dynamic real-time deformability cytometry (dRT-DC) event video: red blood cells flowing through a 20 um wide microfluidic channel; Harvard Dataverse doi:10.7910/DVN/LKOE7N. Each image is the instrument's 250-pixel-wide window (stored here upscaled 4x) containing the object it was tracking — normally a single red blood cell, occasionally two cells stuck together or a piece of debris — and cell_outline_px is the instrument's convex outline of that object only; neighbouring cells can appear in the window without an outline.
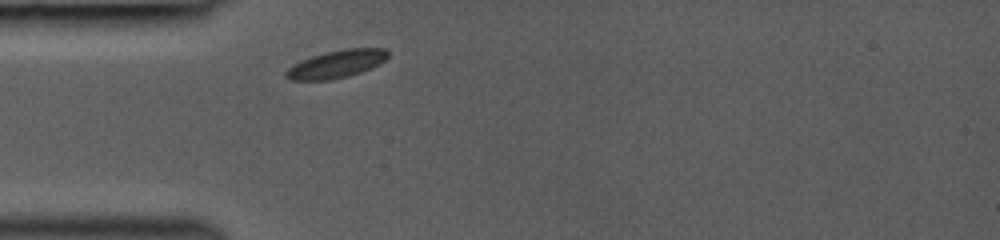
{"species": "common noctule bat (a hibernating species)", "species_latin": "Nyctalus noctula", "temperature_condition": "room temperature", "stored_images_in_passage": 1, "camera_frame_rate_fps": 3000, "um_per_image_px": 0.085, "animal": {"sex": "female", "body_mass_g": 19.0, "forearm_length_mm": 53.3}, "frame": {"image": 1, "passage_image": 1, "time_ms": 0.0, "image_size_px": [1000, 240], "cell_outline_px": [[388, 56], [380, 64], [360, 72], [348, 76], [328, 80], [288, 80], [284, 76], [284, 72], [288, 68], [312, 56], [344, 48], [384, 48], [388, 52]], "centroid_in_image_um": [28.6, 5.45], "position_along_channel_um": 56.4, "area_um2": 16.24}}